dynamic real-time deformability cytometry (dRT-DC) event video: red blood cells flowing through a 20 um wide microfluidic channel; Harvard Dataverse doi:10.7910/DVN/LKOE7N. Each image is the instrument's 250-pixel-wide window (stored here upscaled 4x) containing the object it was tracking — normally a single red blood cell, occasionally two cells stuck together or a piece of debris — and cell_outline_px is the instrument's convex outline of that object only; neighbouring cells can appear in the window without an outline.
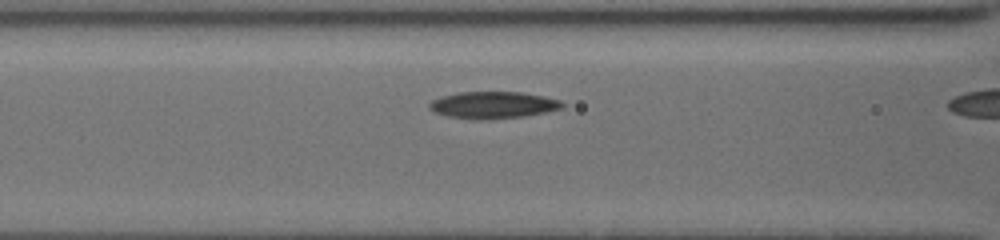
{"species": "common noctule bat (a hibernating species)", "species_latin": "Nyctalus noctula", "temperature_condition": "cold", "stored_images_in_passage": 10, "camera_frame_rate_fps": 3000, "um_per_image_px": 0.085, "animal": {"sex": "female", "body_mass_g": 19.5, "forearm_length_mm": 54.1}, "frame": {"image": 1, "passage_image": 9, "time_ms": 2.667, "image_size_px": [1000, 240], "cell_outline_px": [[564, 108], [524, 116], [488, 120], [476, 120], [448, 116], [436, 112], [428, 108], [428, 104], [432, 100], [444, 96], [460, 92], [520, 92], [544, 96], [560, 100], [564, 104]], "centroid_in_image_um": [41.92, 8.93], "position_along_channel_um": 124.7, "area_um2": 20.81}}